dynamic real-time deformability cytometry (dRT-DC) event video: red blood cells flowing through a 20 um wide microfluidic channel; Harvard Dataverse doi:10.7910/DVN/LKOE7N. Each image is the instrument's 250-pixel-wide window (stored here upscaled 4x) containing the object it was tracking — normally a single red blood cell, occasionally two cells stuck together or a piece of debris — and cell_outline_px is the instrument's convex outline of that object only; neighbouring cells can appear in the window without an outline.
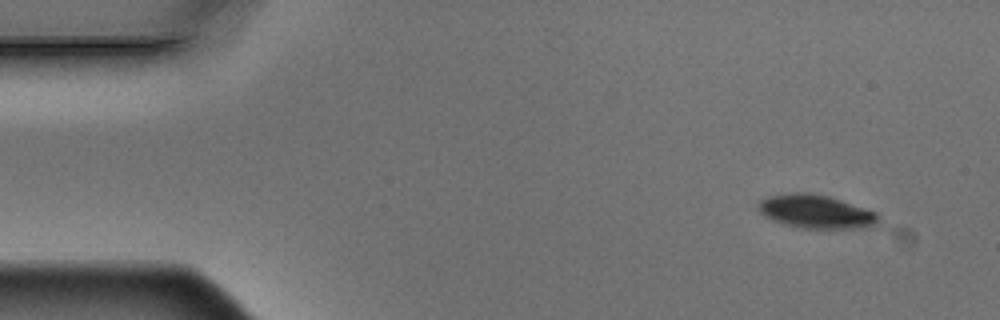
{"species": "Egyptian fruit bat (a non-hibernating species)", "species_latin": "Rousettus aegyptiacus", "temperature_condition": "warm", "stored_images_in_passage": 14, "camera_frame_rate_fps": 3000, "um_per_image_px": 0.085, "animal": {"sex": "male"}, "frame": {"image": 1, "passage_image": 1, "time_ms": 0.0, "image_size_px": [1000, 320], "cell_outline_px": [[880, 220], [872, 228], [804, 228], [784, 224], [772, 220], [764, 216], [756, 208], [756, 204], [760, 200], [768, 196], [792, 192], [812, 192], [828, 196], [876, 212]], "centroid_in_image_um": [69.32, 17.98], "position_along_channel_um": 15.7, "area_um2": 23.64}}
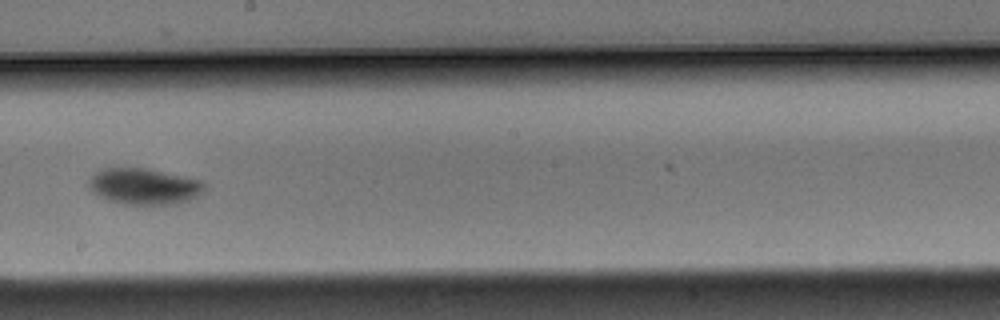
{"frame": {"image": 2, "passage_image": 8, "time_ms": 2.333, "image_size_px": [1000, 320], "cell_outline_px": [[208, 184], [204, 192], [188, 200], [176, 204], [124, 204], [108, 200], [100, 196], [88, 184], [92, 176], [100, 168], [148, 168], [204, 180]], "centroid_in_image_um": [12.34, 15.82], "position_along_channel_um": 235.9, "area_um2": 24.45}}
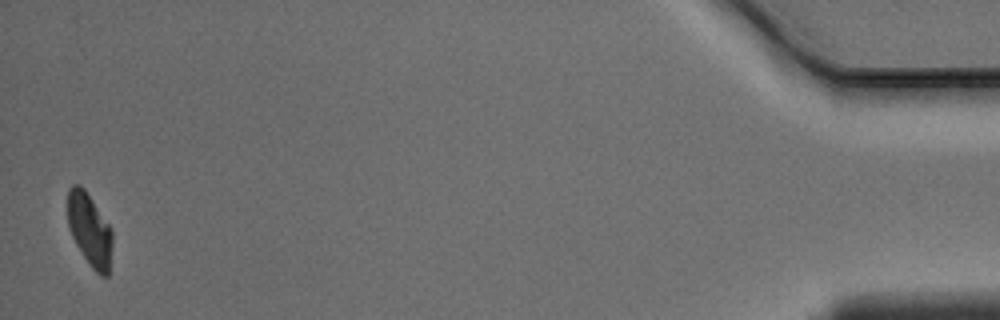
{"frame": {"image": 3, "passage_image": 14, "time_ms": 4.333, "image_size_px": [1000, 320], "cell_outline_px": [[112, 244], [108, 276], [100, 276], [92, 268], [76, 244], [68, 228], [68, 188], [72, 184], [80, 184], [84, 188], [112, 228]], "centroid_in_image_um": [7.62, 19.51], "position_along_channel_um": 427.6, "area_um2": 18.96}}